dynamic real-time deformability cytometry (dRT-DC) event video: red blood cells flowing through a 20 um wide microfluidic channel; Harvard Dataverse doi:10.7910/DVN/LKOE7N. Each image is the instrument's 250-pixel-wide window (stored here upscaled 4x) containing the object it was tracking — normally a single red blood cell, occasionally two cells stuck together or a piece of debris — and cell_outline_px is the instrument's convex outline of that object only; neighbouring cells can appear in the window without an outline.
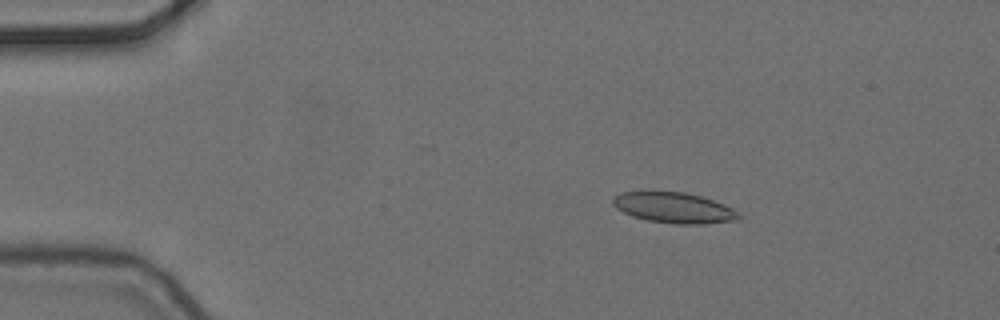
{"species": "common noctule bat (a hibernating species)", "species_latin": "Nyctalus noctula", "temperature_condition": "cold", "stored_images_in_passage": 4, "camera_frame_rate_fps": 3000, "um_per_image_px": 0.085, "animal": {"sex": "female", "body_mass_g": 24.6, "forearm_length_mm": 56.2}, "frame": {"image": 1, "passage_image": 2, "time_ms": 0.333, "image_size_px": [1000, 320], "cell_outline_px": [[744, 216], [740, 220], [704, 224], [676, 224], [648, 220], [632, 216], [616, 208], [612, 204], [612, 200], [620, 192], [684, 192], [700, 196], [724, 204], [740, 212]], "centroid_in_image_um": [57.35, 17.67], "position_along_channel_um": 27.6, "area_um2": 22.48}}